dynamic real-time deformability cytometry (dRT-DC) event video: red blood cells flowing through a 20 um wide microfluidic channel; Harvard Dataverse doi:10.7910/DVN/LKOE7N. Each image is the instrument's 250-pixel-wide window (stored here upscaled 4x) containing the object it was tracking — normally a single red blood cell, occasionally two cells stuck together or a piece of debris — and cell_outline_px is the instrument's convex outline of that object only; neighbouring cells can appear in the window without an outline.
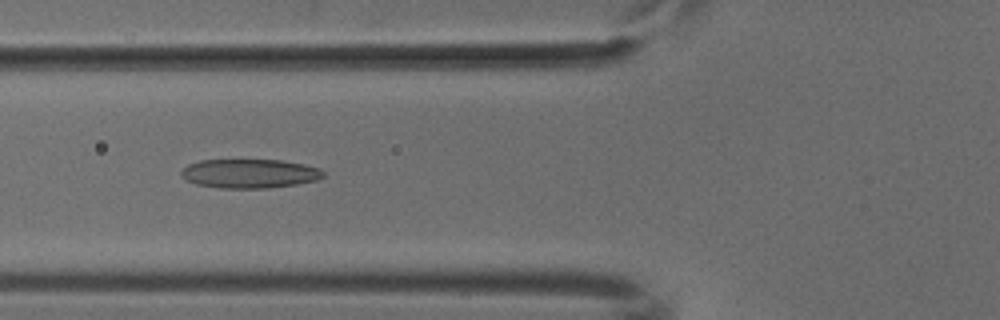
{"species": "common noctule bat (a hibernating species)", "species_latin": "Nyctalus noctula", "temperature_condition": "cold", "stored_images_in_passage": 50, "camera_frame_rate_fps": 3000, "um_per_image_px": 0.085, "animal": {"sex": "male", "body_mass_g": 18.8}, "frame": {"image": 1, "passage_image": 18, "time_ms": 5.667, "image_size_px": [1000, 320], "cell_outline_px": [[324, 176], [316, 180], [296, 184], [268, 188], [220, 188], [196, 184], [188, 180], [180, 172], [188, 164], [200, 160], [280, 160], [304, 164], [320, 168], [324, 172]], "centroid_in_image_um": [21.24, 14.75], "position_along_channel_um": 104.6, "area_um2": 23.93}}
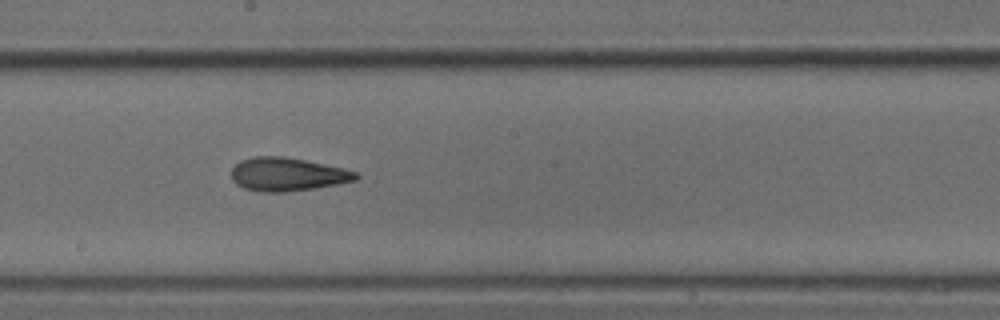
{"frame": {"image": 2, "passage_image": 27, "time_ms": 8.667, "image_size_px": [1000, 320], "cell_outline_px": [[360, 176], [356, 180], [316, 188], [284, 192], [260, 192], [244, 188], [236, 184], [232, 180], [232, 168], [240, 160], [256, 156], [284, 156], [344, 168], [356, 172]], "centroid_in_image_um": [24.41, 14.82], "position_along_channel_um": 223.8, "area_um2": 24.22}}
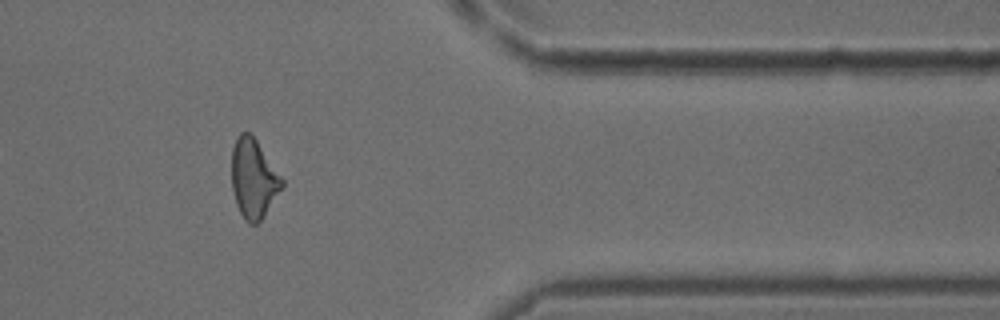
{"frame": {"image": 3, "passage_image": 41, "time_ms": 13.333, "image_size_px": [1000, 320], "cell_outline_px": [[284, 184], [264, 216], [256, 224], [248, 224], [244, 220], [236, 204], [232, 188], [232, 148], [240, 132], [248, 132], [256, 140], [284, 180]], "centroid_in_image_um": [21.54, 15.2], "position_along_channel_um": 389.9, "area_um2": 22.95}}